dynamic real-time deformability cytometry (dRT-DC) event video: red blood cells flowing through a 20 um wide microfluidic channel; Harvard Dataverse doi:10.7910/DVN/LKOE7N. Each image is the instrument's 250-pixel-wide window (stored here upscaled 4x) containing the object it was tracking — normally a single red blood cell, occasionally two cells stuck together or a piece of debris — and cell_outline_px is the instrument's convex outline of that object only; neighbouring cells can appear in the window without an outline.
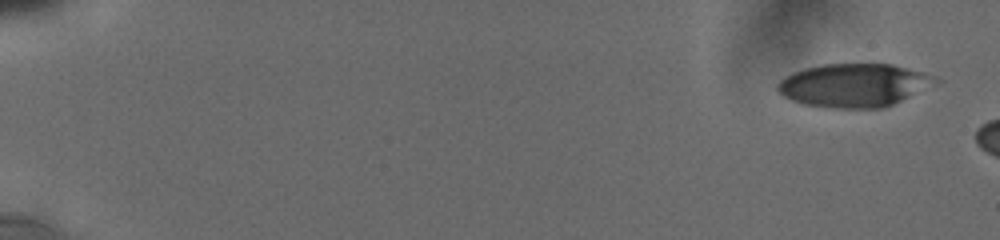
{"species": "human", "species_latin": "Homo sapiens", "temperature_condition": "cold", "stored_images_in_passage": 12, "camera_frame_rate_fps": 3000, "um_per_image_px": 0.085, "donor": {"sex": "male"}, "frame": {"image": 1, "passage_image": 1, "time_ms": 0.0, "image_size_px": [1000, 240], "cell_outline_px": [[944, 80], [884, 108], [832, 108], [804, 104], [792, 100], [784, 96], [776, 88], [776, 84], [784, 76], [792, 72], [804, 68], [824, 64], [892, 64], [924, 72], [936, 76]], "centroid_in_image_um": [72.6, 7.24], "position_along_channel_um": 12.4, "area_um2": 40.0}}
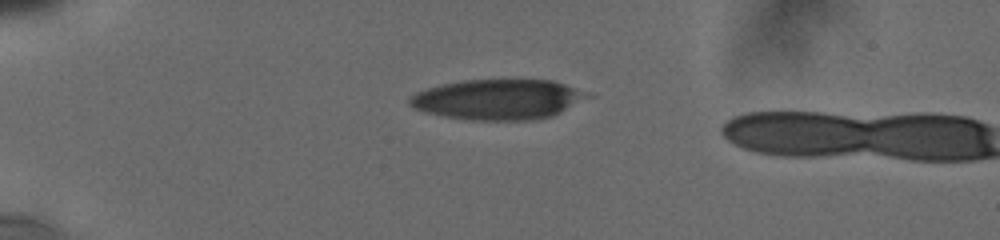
{"frame": {"image": 2, "passage_image": 10, "time_ms": 4.333, "image_size_px": [1000, 240], "cell_outline_px": [[592, 96], [552, 116], [532, 120], [472, 120], [444, 116], [424, 112], [408, 104], [408, 100], [416, 92], [428, 88], [444, 84], [464, 80], [552, 80], [564, 84]], "centroid_in_image_um": [42.31, 8.46], "position_along_channel_um": 42.7, "area_um2": 41.21}}